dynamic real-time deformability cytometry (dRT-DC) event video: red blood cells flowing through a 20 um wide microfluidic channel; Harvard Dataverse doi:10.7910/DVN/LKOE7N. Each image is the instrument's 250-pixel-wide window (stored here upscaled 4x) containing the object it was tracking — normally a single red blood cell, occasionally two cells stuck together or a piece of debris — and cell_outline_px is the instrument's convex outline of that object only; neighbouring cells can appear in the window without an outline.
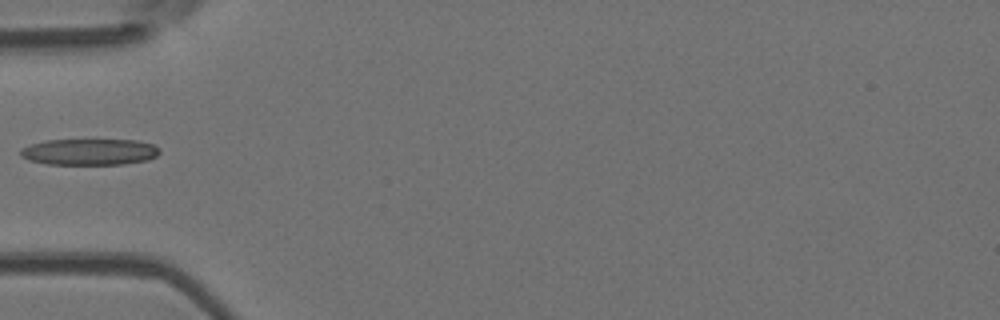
{"species": "Egyptian fruit bat (a non-hibernating species)", "species_latin": "Rousettus aegyptiacus", "temperature_condition": "room temperature", "stored_images_in_passage": 5, "camera_frame_rate_fps": 3000, "um_per_image_px": 0.085, "animal": {"sex": "female"}, "frame": {"image": 1, "passage_image": 5, "time_ms": 4.667, "image_size_px": [1000, 320], "cell_outline_px": [[160, 152], [156, 156], [148, 160], [124, 164], [48, 164], [28, 160], [20, 156], [20, 148], [44, 140], [136, 140], [156, 144], [160, 148]], "centroid_in_image_um": [7.63, 12.9], "position_along_channel_um": 77.4, "area_um2": 21.5}}